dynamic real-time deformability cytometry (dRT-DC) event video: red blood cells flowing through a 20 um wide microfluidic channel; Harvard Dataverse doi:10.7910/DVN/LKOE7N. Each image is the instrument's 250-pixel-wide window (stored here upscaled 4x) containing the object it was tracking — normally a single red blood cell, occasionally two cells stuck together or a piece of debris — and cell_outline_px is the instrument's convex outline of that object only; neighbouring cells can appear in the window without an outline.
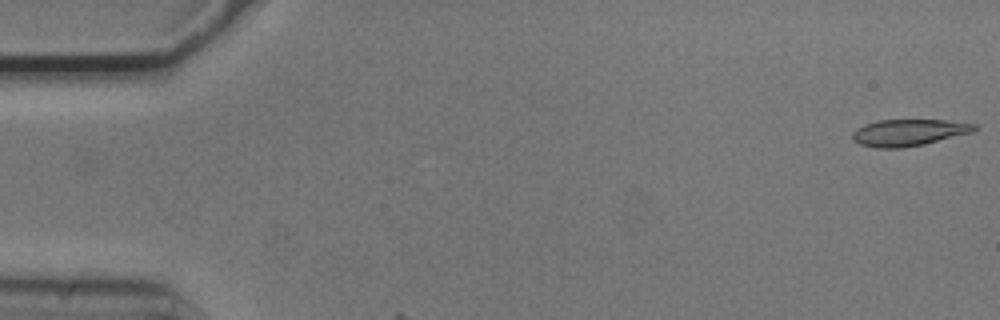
{"species": "common noctule bat (a hibernating species)", "species_latin": "Nyctalus noctula", "temperature_condition": "cold", "stored_images_in_passage": 3, "camera_frame_rate_fps": 3000, "um_per_image_px": 0.085, "animal": {"sex": "male", "body_mass_g": 20.5, "forearm_length_mm": 52.5}, "frame": {"image": 1, "passage_image": 1, "time_ms": 0.0, "image_size_px": [1000, 320], "cell_outline_px": [[976, 128], [972, 132], [924, 144], [904, 148], [876, 148], [860, 144], [852, 140], [852, 132], [856, 128], [864, 124], [880, 120], [944, 120], [976, 124]], "centroid_in_image_um": [77.18, 11.27], "position_along_channel_um": 7.8, "area_um2": 18.9}}